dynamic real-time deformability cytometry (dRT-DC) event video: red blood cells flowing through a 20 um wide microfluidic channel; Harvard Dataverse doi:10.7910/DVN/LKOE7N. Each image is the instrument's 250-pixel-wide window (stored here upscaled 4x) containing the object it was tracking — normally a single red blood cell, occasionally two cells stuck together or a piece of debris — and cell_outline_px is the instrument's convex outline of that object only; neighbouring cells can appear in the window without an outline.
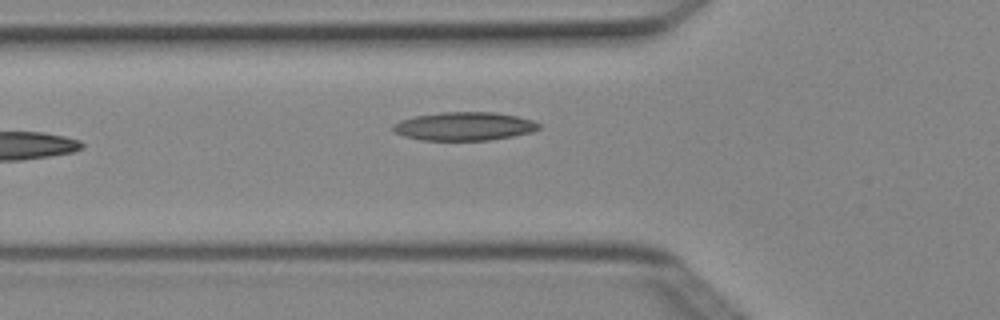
{"species": "Egyptian fruit bat (a non-hibernating species)", "species_latin": "Rousettus aegyptiacus", "temperature_condition": "cold", "stored_images_in_passage": 6, "camera_frame_rate_fps": 3000, "um_per_image_px": 0.085, "animal": {"sex": "female"}, "frame": {"image": 1, "passage_image": 6, "time_ms": 1.667, "image_size_px": [1000, 320], "cell_outline_px": [[540, 128], [532, 132], [512, 136], [488, 140], [420, 140], [404, 136], [392, 132], [392, 124], [400, 120], [416, 116], [440, 112], [492, 112], [516, 116], [532, 120], [540, 124]], "centroid_in_image_um": [39.42, 10.73], "position_along_channel_um": 86.4, "area_um2": 24.16}}